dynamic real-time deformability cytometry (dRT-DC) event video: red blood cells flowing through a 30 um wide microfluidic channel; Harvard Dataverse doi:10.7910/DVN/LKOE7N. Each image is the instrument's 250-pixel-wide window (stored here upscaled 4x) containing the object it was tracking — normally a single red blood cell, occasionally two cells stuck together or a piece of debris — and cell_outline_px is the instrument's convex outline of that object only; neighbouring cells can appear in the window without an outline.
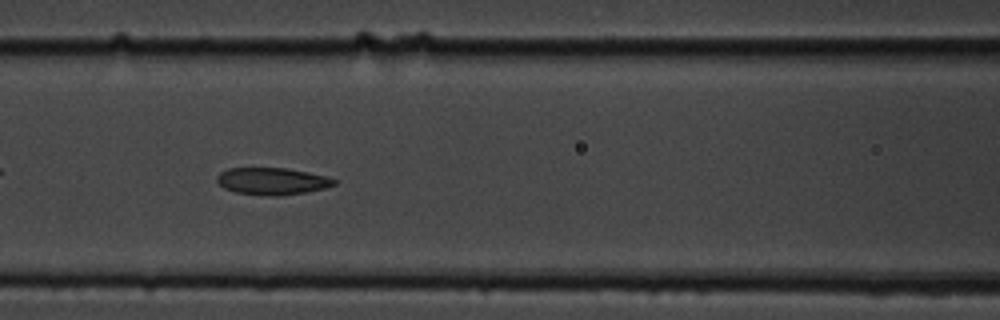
{"species": "common noctule bat (a hibernating species)", "species_latin": "Nyctalus noctula", "temperature_condition": "cold", "stored_images_in_passage": 55, "camera_frame_rate_fps": 3000, "um_per_image_px": 0.085, "animal": {"sex": "male", "body_mass_g": 19.5, "forearm_length_mm": 54.6}, "frame": {"image": 1, "passage_image": 24, "time_ms": 7.667, "image_size_px": [1000, 320], "cell_outline_px": [[336, 184], [324, 188], [304, 192], [280, 196], [268, 196], [236, 192], [224, 188], [216, 180], [216, 176], [220, 172], [228, 168], [284, 168], [328, 176], [336, 180]], "centroid_in_image_um": [23.11, 15.4], "position_along_channel_um": 143.5, "area_um2": 18.38}}
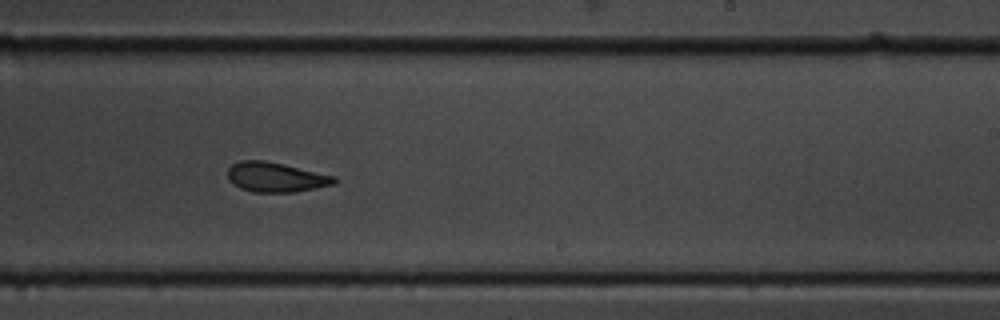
{"frame": {"image": 2, "passage_image": 34, "time_ms": 11.0, "image_size_px": [1000, 320], "cell_outline_px": [[336, 184], [316, 188], [292, 192], [252, 192], [240, 188], [232, 184], [228, 180], [228, 168], [232, 164], [240, 160], [264, 160], [284, 164], [336, 176]], "centroid_in_image_um": [23.43, 15.06], "position_along_channel_um": 265.6, "area_um2": 18.61}}
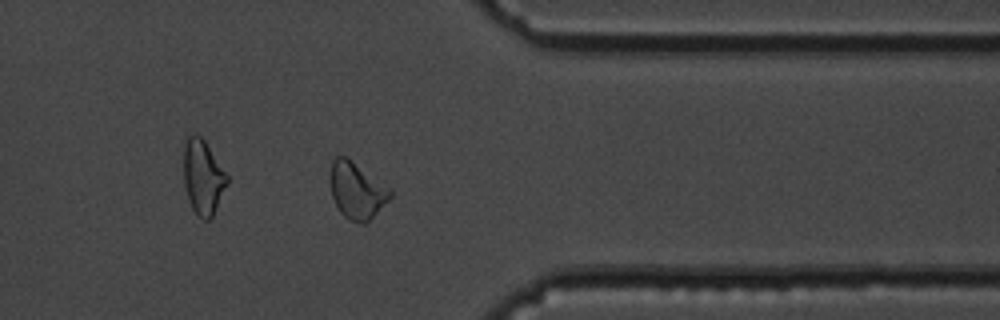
{"frame": {"image": 3, "passage_image": 44, "time_ms": 14.333, "image_size_px": [1000, 320], "cell_outline_px": [[392, 196], [364, 224], [360, 224], [348, 220], [340, 212], [332, 196], [332, 160], [336, 156], [344, 156], [388, 188], [392, 192]], "centroid_in_image_um": [30.31, 16.24], "position_along_channel_um": 381.1, "area_um2": 18.73}, "authors_computed_cell_mechanics": {"area_um2": 19.5942, "velocity_mm_per_s": 3.6742, "shape_relaxation_time_tau1_ms": 8.992, "shape_relaxation_time_tau2_ms": 2.1989, "deformation_change_tau1": 0.1587, "deformation_change_tau2": 0.0812}}